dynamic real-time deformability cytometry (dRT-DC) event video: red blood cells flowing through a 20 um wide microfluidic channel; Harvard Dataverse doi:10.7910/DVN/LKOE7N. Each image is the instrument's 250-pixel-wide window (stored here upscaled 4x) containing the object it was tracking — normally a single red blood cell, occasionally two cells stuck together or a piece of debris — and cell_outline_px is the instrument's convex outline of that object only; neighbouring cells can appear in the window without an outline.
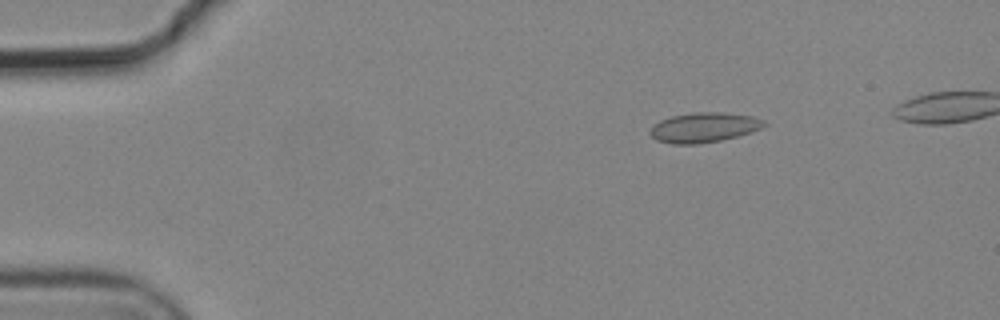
{"species": "common noctule bat (a hibernating species)", "species_latin": "Nyctalus noctula", "temperature_condition": "cold", "stored_images_in_passage": 4, "camera_frame_rate_fps": 3000, "um_per_image_px": 0.085, "animal": {"sex": "male", "body_mass_g": 19.2, "forearm_length_mm": 51.8}, "frame": {"image": 1, "passage_image": 1, "time_ms": 0.0, "image_size_px": [1000, 320], "cell_outline_px": [[768, 124], [752, 132], [720, 140], [696, 144], [672, 144], [656, 140], [648, 132], [660, 120], [672, 116], [692, 112], [720, 112], [752, 116], [764, 120]], "centroid_in_image_um": [59.84, 10.83], "position_along_channel_um": 25.2, "area_um2": 19.71}}